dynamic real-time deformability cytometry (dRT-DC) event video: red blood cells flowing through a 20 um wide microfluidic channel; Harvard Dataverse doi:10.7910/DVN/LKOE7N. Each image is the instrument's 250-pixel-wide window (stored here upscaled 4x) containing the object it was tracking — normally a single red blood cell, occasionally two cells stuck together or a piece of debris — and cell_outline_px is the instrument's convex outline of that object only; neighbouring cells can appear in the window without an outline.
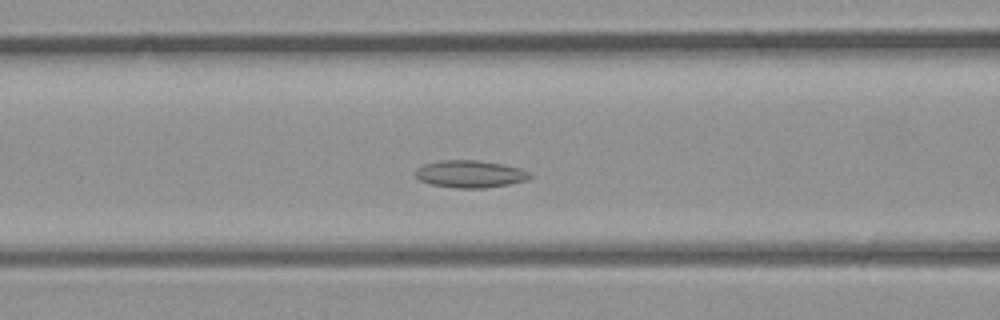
{"species": "common noctule bat (a hibernating species)", "species_latin": "Nyctalus noctula", "temperature_condition": "room temperature", "stored_images_in_passage": 37, "camera_frame_rate_fps": 3000, "um_per_image_px": 0.085, "animal": {"sex": "male", "body_mass_g": 23.1, "forearm_length_mm": 52.7}, "frame": {"image": 1, "passage_image": 13, "time_ms": 4.0, "image_size_px": [1000, 320], "cell_outline_px": [[532, 176], [528, 180], [508, 184], [484, 188], [456, 188], [432, 184], [420, 180], [416, 176], [416, 168], [424, 164], [440, 160], [476, 160], [504, 164], [520, 168], [528, 172]], "centroid_in_image_um": [39.97, 14.78], "position_along_channel_um": 126.6, "area_um2": 18.15}}
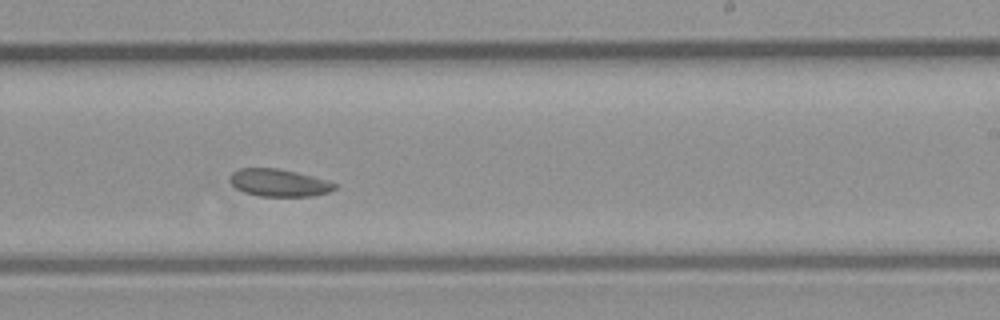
{"frame": {"image": 2, "passage_image": 21, "time_ms": 6.667, "image_size_px": [1000, 320], "cell_outline_px": [[336, 188], [328, 192], [312, 196], [260, 196], [244, 192], [236, 188], [228, 180], [228, 176], [232, 172], [240, 168], [276, 168], [296, 172], [312, 176], [336, 184]], "centroid_in_image_um": [23.65, 15.53], "position_along_channel_um": 265.4, "area_um2": 16.65}}
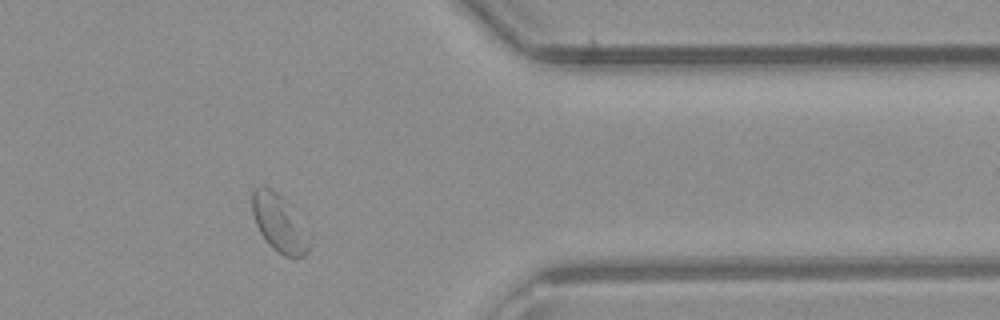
{"frame": {"image": 3, "passage_image": 29, "time_ms": 9.333, "image_size_px": [1000, 320], "cell_outline_px": [[312, 244], [308, 252], [304, 256], [284, 256], [276, 252], [268, 244], [260, 232], [256, 224], [252, 212], [252, 188], [260, 184], [264, 184], [276, 192], [284, 200]], "centroid_in_image_um": [23.65, 18.97], "position_along_channel_um": 387.7, "area_um2": 18.55}}